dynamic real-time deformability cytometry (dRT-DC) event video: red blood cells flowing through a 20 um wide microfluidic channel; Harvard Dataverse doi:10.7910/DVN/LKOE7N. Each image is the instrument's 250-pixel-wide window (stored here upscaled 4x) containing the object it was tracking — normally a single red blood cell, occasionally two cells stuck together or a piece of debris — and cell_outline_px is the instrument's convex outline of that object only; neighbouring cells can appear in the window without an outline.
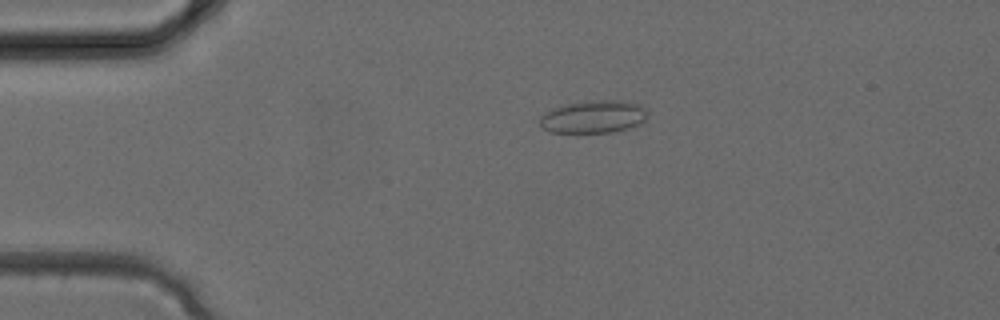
{"species": "common noctule bat (a hibernating species)", "species_latin": "Nyctalus noctula", "temperature_condition": "cold", "stored_images_in_passage": 3, "camera_frame_rate_fps": 3000, "um_per_image_px": 0.085, "animal": {"sex": "female", "body_mass_g": 24.6, "forearm_length_mm": 56.2}, "frame": {"image": 1, "passage_image": 2, "time_ms": 0.333, "image_size_px": [1000, 320], "cell_outline_px": [[648, 116], [640, 124], [628, 128], [612, 132], [552, 132], [544, 128], [540, 124], [540, 116], [544, 112], [552, 108], [568, 104], [596, 100], [620, 100], [640, 104], [648, 112]], "centroid_in_image_um": [50.47, 9.92], "position_along_channel_um": 34.5, "area_um2": 20.4}}